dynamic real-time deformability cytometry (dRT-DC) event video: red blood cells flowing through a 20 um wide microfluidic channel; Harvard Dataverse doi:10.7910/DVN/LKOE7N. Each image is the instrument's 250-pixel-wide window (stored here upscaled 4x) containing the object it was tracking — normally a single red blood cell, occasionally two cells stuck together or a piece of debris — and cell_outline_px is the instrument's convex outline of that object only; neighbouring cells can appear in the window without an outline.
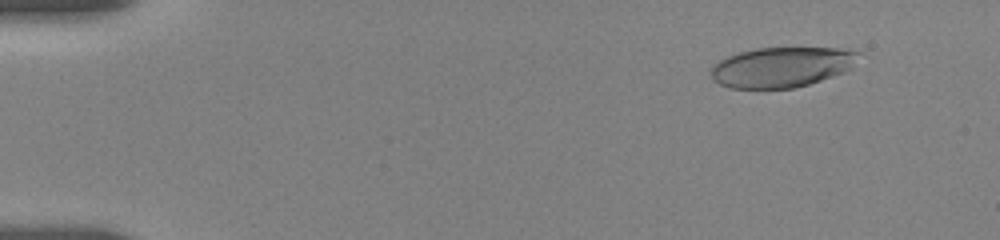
{"species": "human", "species_latin": "Homo sapiens", "temperature_condition": "room temperature", "stored_images_in_passage": 54, "camera_frame_rate_fps": 3000, "um_per_image_px": 0.085, "donor": {"sex": "female"}, "frame": {"image": 1, "passage_image": 7, "time_ms": 1.0, "image_size_px": [1000, 240], "cell_outline_px": [[860, 52], [852, 68], [844, 72], [808, 84], [792, 88], [732, 88], [720, 84], [712, 80], [712, 64], [728, 56], [740, 52], [756, 48], [840, 48]], "centroid_in_image_um": [66.44, 5.7], "position_along_channel_um": 18.6, "area_um2": 34.33}}
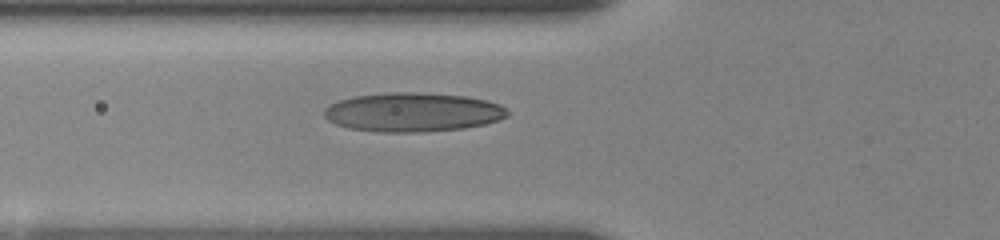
{"frame": {"image": 2, "passage_image": 33, "time_ms": 6.0, "image_size_px": [1000, 240], "cell_outline_px": [[508, 116], [484, 124], [464, 128], [424, 132], [376, 132], [348, 128], [336, 124], [328, 120], [324, 116], [324, 108], [328, 104], [340, 100], [356, 96], [384, 92], [420, 92], [468, 96], [500, 104], [508, 112]], "centroid_in_image_um": [35.05, 9.53], "position_along_channel_um": 90.8, "area_um2": 41.91}}
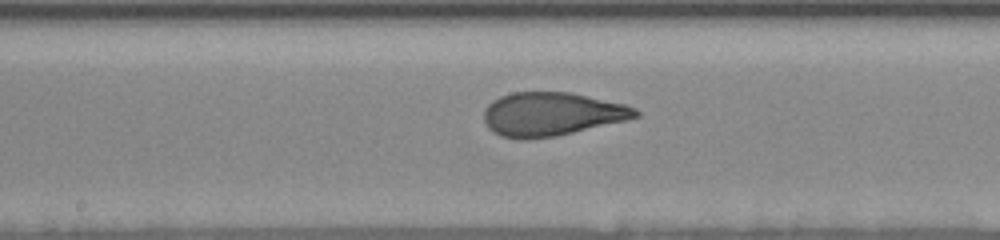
{"frame": {"image": 3, "passage_image": 53, "time_ms": 9.0, "image_size_px": [1000, 240], "cell_outline_px": [[640, 116], [628, 120], [556, 136], [524, 140], [520, 140], [500, 136], [492, 132], [484, 124], [484, 112], [488, 104], [492, 100], [500, 96], [512, 92], [572, 92], [624, 104], [636, 108], [640, 112]], "centroid_in_image_um": [46.87, 9.71], "position_along_channel_um": 201.3, "area_um2": 38.9}}